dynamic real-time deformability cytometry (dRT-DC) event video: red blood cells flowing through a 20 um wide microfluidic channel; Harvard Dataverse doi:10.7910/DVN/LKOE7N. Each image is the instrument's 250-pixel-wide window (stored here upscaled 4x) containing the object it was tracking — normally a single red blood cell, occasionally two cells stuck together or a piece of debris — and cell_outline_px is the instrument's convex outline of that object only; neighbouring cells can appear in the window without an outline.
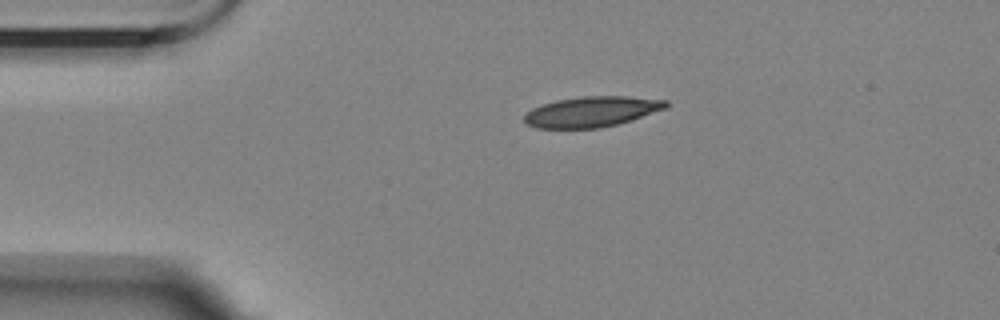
{"species": "Egyptian fruit bat (a non-hibernating species)", "species_latin": "Rousettus aegyptiacus", "temperature_condition": "room temperature", "stored_images_in_passage": 12, "camera_frame_rate_fps": 3000, "um_per_image_px": 0.085, "animal": {"sex": "female"}, "frame": {"image": 1, "passage_image": 1, "time_ms": 0.0, "image_size_px": [1000, 320], "cell_outline_px": [[668, 108], [616, 124], [600, 128], [536, 128], [524, 124], [524, 116], [532, 108], [556, 100], [584, 96], [628, 96], [668, 100]], "centroid_in_image_um": [50.29, 9.49], "position_along_channel_um": 34.7, "area_um2": 25.09}}
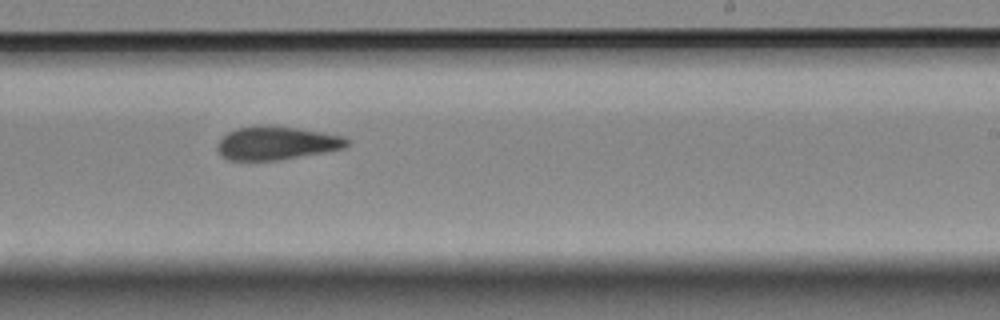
{"frame": {"image": 2, "passage_image": 7, "time_ms": 7.667, "image_size_px": [1000, 320], "cell_outline_px": [[348, 144], [344, 148], [280, 160], [228, 160], [220, 156], [216, 148], [216, 144], [228, 132], [236, 128], [260, 124], [264, 124], [296, 128], [344, 136], [348, 140]], "centroid_in_image_um": [23.44, 12.16], "position_along_channel_um": 265.6, "area_um2": 25.26}}
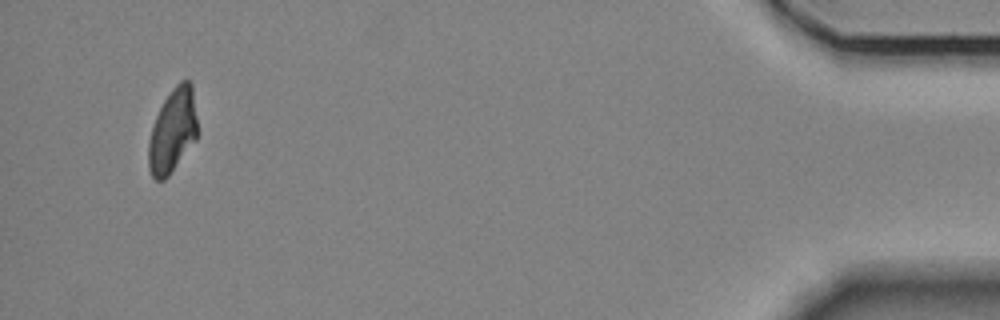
{"frame": {"image": 3, "passage_image": 12, "time_ms": 14.333, "image_size_px": [1000, 320], "cell_outline_px": [[196, 140], [168, 176], [164, 180], [156, 180], [152, 176], [148, 168], [148, 140], [156, 116], [164, 100], [172, 88], [180, 80], [188, 80], [192, 84], [196, 116]], "centroid_in_image_um": [14.66, 11.12], "position_along_channel_um": 420.5, "area_um2": 23.81}, "authors_computed_cell_mechanics": {"area_um2": 25.8655, "velocity_mm_per_s": 3.4684, "shape_relaxation_time_tau1_ms": null, "shape_relaxation_time_tau2_ms": 4.3293, "deformation_change_tau1": null, "deformation_change_tau2": 0.1128}}